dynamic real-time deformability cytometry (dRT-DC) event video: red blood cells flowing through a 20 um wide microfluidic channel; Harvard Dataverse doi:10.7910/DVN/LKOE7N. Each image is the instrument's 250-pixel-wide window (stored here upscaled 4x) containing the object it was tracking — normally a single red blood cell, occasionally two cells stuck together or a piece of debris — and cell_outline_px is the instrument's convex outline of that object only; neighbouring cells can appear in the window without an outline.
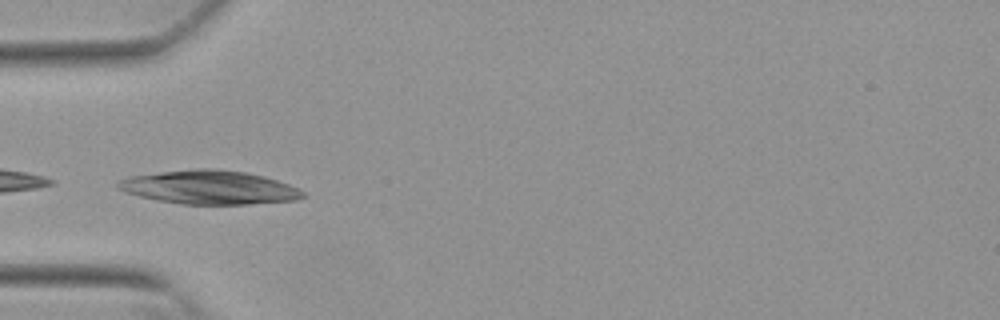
{"species": "Egyptian fruit bat (a non-hibernating species)", "species_latin": "Rousettus aegyptiacus", "temperature_condition": "warm", "stored_images_in_passage": 13, "camera_frame_rate_fps": 3000, "um_per_image_px": 0.085, "animal": {"sex": "female"}, "frame": {"image": 1, "passage_image": 1, "time_ms": 0.0, "image_size_px": [1000, 320], "cell_outline_px": [[304, 196], [296, 200], [248, 204], [180, 204], [156, 200], [140, 196], [116, 188], [116, 184], [120, 180], [132, 176], [160, 172], [196, 168], [212, 168], [244, 172], [264, 176], [300, 188], [304, 192]], "centroid_in_image_um": [17.81, 15.92], "position_along_channel_um": 67.2, "area_um2": 36.13}}
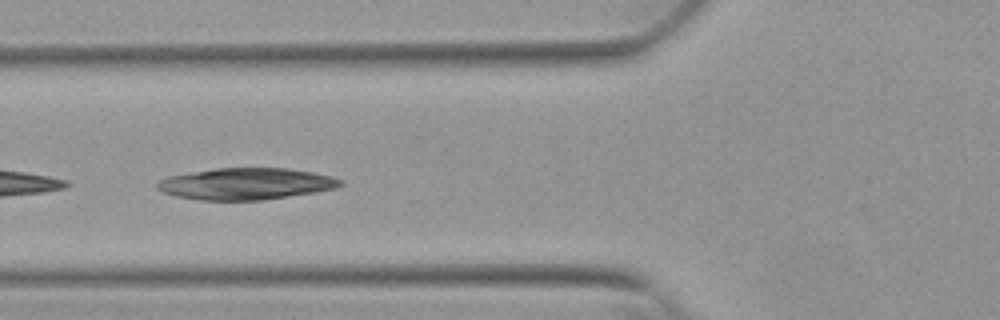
{"frame": {"image": 2, "passage_image": 4, "time_ms": 1.0, "image_size_px": [1000, 320], "cell_outline_px": [[344, 184], [336, 188], [316, 192], [260, 200], [200, 200], [176, 196], [164, 192], [156, 188], [156, 184], [160, 180], [168, 176], [212, 168], [288, 168], [312, 172], [332, 176], [344, 180]], "centroid_in_image_um": [20.92, 15.61], "position_along_channel_um": 104.9, "area_um2": 33.81}}
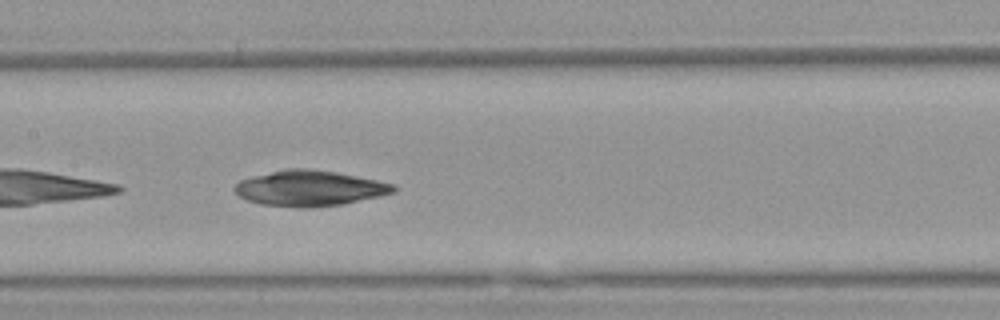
{"frame": {"image": 3, "passage_image": 10, "time_ms": 3.0, "image_size_px": [1000, 320], "cell_outline_px": [[396, 192], [380, 196], [344, 204], [308, 208], [304, 208], [260, 204], [248, 200], [240, 196], [232, 188], [240, 180], [284, 168], [308, 168], [332, 172], [376, 180], [392, 184], [396, 188]], "centroid_in_image_um": [26.3, 16.01], "position_along_channel_um": 181.1, "area_um2": 32.66}}